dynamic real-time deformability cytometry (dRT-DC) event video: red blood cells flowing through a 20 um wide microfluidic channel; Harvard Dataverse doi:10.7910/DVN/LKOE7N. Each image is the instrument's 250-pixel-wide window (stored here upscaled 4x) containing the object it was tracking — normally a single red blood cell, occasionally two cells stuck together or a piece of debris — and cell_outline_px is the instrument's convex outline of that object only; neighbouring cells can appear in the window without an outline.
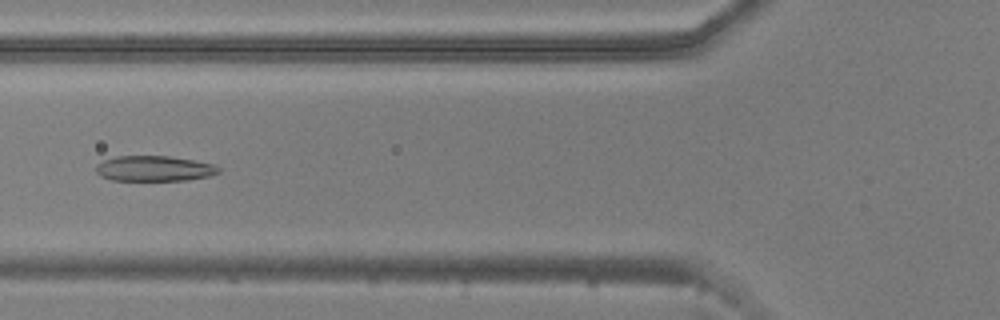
{"species": "common noctule bat (a hibernating species)", "species_latin": "Nyctalus noctula", "temperature_condition": "warm", "stored_images_in_passage": 53, "camera_frame_rate_fps": 3000, "um_per_image_px": 0.085, "animal": {"sex": "male", "body_mass_g": 20.5, "forearm_length_mm": 52.5}, "frame": {"image": 1, "passage_image": 19, "time_ms": 6.0, "image_size_px": [1000, 320], "cell_outline_px": [[220, 172], [208, 176], [188, 180], [112, 180], [100, 176], [96, 172], [96, 164], [104, 160], [116, 156], [168, 156], [216, 164], [220, 168]], "centroid_in_image_um": [13.11, 14.32], "position_along_channel_um": 112.7, "area_um2": 18.15}}
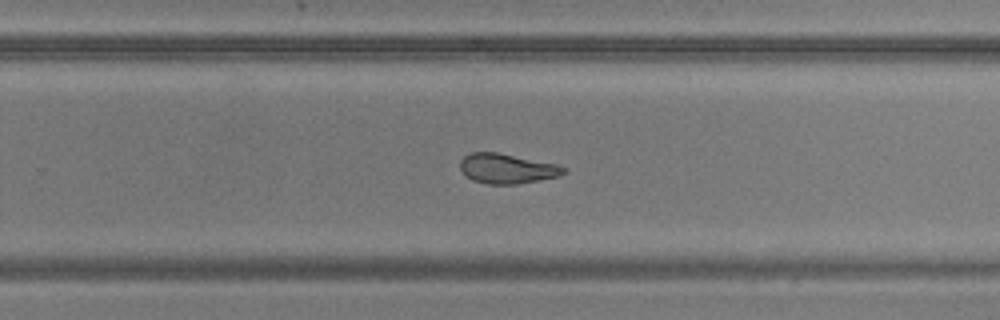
{"frame": {"image": 2, "passage_image": 33, "time_ms": 10.667, "image_size_px": [1000, 320], "cell_outline_px": [[568, 172], [560, 176], [516, 184], [488, 184], [472, 180], [460, 168], [460, 160], [464, 156], [472, 152], [496, 152], [556, 164], [568, 168]], "centroid_in_image_um": [43.13, 14.33], "position_along_channel_um": 286.7, "area_um2": 17.92}}
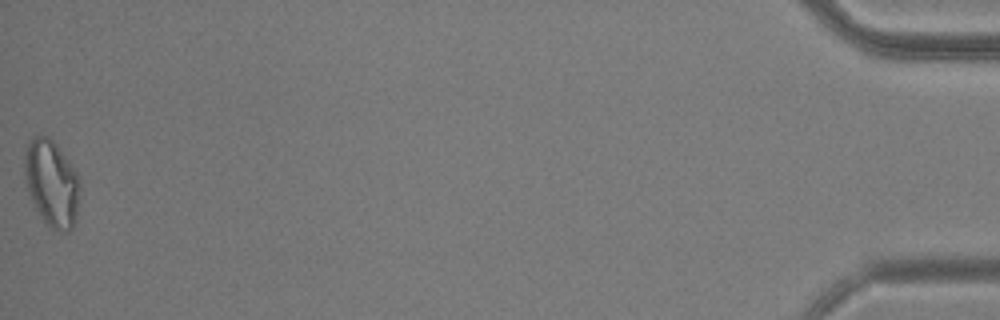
{"frame": {"image": 3, "passage_image": 53, "time_ms": 17.333, "image_size_px": [1000, 320], "cell_outline_px": [[80, 188], [76, 212], [72, 228], [68, 232], [60, 232], [52, 228], [44, 220], [36, 208], [32, 200], [24, 176], [24, 152], [28, 144], [36, 136], [48, 136], [56, 144], [68, 160], [76, 172]], "centroid_in_image_um": [4.38, 15.56], "position_along_channel_um": 430.8, "area_um2": 27.34}, "authors_computed_cell_mechanics": {"area_um2": 20.4612, "velocity_mm_per_s": 3.7329, "shape_relaxation_time_tau1_ms": 9.0469, "shape_relaxation_time_tau2_ms": 2.8767, "deformation_change_tau1": 0.2384, "deformation_change_tau2": 0.0984}}